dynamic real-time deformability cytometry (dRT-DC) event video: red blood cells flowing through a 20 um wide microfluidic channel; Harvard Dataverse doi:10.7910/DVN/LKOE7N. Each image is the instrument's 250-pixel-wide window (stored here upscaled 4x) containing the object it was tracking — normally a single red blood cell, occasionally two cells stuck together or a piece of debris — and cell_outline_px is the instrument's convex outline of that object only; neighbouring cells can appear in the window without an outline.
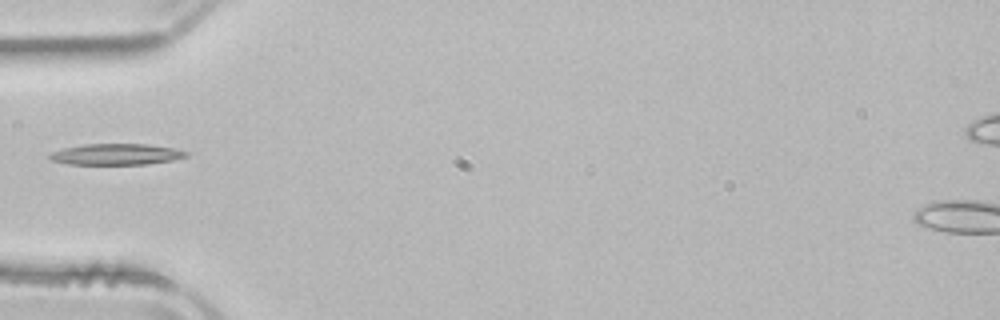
{"species": "common noctule bat (a hibernating species)", "species_latin": "Nyctalus noctula", "temperature_condition": "room temperature", "stored_images_in_passage": 12, "camera_frame_rate_fps": 3000, "um_per_image_px": 0.085, "animal": {"sex": "male", "body_mass_g": 21.5, "forearm_length_mm": 52.0}, "frame": {"image": 1, "passage_image": 1, "time_ms": 0.0, "image_size_px": [1000, 320], "cell_outline_px": [[188, 156], [172, 160], [148, 164], [68, 164], [52, 160], [48, 156], [52, 152], [64, 148], [84, 144], [148, 144], [176, 148], [188, 152]], "centroid_in_image_um": [9.92, 13.11], "position_along_channel_um": 75.1, "area_um2": 16.76}}
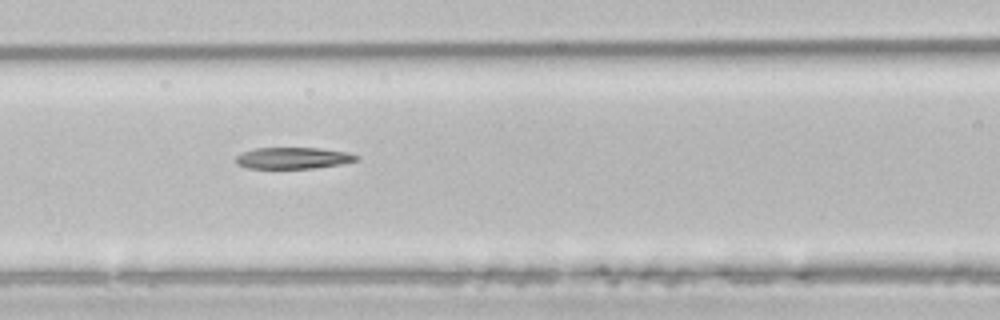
{"frame": {"image": 2, "passage_image": 6, "time_ms": 1.667, "image_size_px": [1000, 320], "cell_outline_px": [[360, 160], [340, 164], [312, 168], [248, 168], [236, 164], [236, 156], [244, 152], [256, 148], [320, 148], [348, 152], [360, 156]], "centroid_in_image_um": [24.96, 13.43], "position_along_channel_um": 141.6, "area_um2": 15.03}}
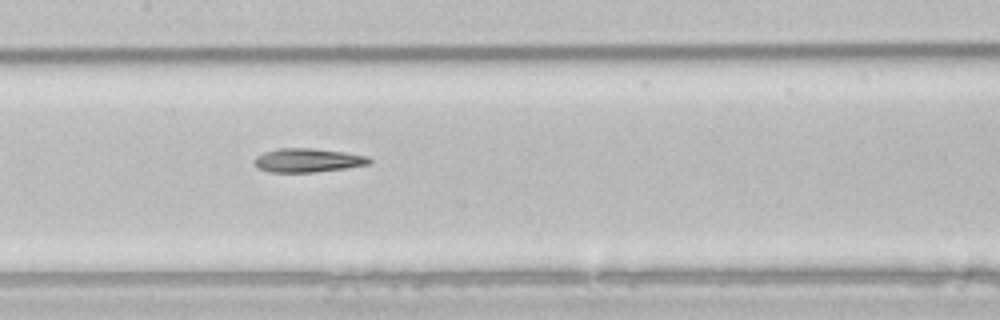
{"frame": {"image": 3, "passage_image": 9, "time_ms": 2.667, "image_size_px": [1000, 320], "cell_outline_px": [[372, 160], [368, 164], [344, 168], [312, 172], [268, 172], [260, 168], [252, 160], [256, 156], [264, 152], [280, 148], [312, 148], [344, 152], [368, 156]], "centroid_in_image_um": [26.14, 13.61], "position_along_channel_um": 181.3, "area_um2": 15.78}}